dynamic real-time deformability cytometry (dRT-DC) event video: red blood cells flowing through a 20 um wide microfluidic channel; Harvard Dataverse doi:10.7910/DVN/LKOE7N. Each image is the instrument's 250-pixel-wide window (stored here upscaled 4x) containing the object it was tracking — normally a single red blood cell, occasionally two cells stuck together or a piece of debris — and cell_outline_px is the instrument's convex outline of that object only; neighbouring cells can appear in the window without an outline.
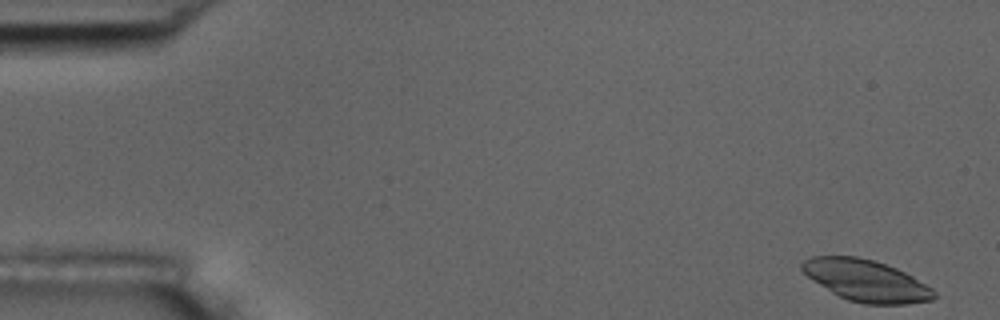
{"species": "common noctule bat (a hibernating species)", "species_latin": "Nyctalus noctula", "temperature_condition": "room temperature", "stored_images_in_passage": 6, "camera_frame_rate_fps": 3000, "um_per_image_px": 0.085, "animal": {"sex": "male", "body_mass_g": 17.5, "forearm_length_mm": 52.3}, "frame": {"image": 1, "passage_image": 1, "time_ms": 0.0, "image_size_px": [1000, 320], "cell_outline_px": [[936, 296], [932, 300], [908, 304], [864, 304], [848, 300], [832, 292], [812, 280], [800, 268], [800, 264], [804, 260], [812, 256], [856, 256], [872, 260], [896, 268], [912, 276], [932, 288], [936, 292]], "centroid_in_image_um": [73.62, 23.85], "position_along_channel_um": 11.4, "area_um2": 31.79}}